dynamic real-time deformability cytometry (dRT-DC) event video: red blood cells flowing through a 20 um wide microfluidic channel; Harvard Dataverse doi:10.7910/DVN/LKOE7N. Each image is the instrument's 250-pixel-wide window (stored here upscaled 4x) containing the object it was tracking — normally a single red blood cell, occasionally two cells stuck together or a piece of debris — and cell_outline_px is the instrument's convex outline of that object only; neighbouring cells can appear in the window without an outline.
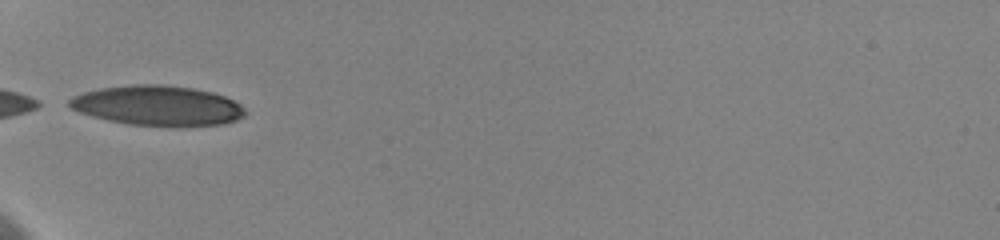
{"species": "human", "species_latin": "Homo sapiens", "temperature_condition": "cold", "stored_images_in_passage": 6, "camera_frame_rate_fps": 3000, "um_per_image_px": 0.085, "donor": {"sex": "female"}, "frame": {"image": 1, "passage_image": 1, "time_ms": 0.0, "image_size_px": [1000, 240], "cell_outline_px": [[244, 116], [236, 120], [224, 124], [176, 128], [172, 128], [128, 124], [108, 120], [92, 116], [68, 108], [68, 100], [72, 96], [84, 92], [100, 88], [132, 84], [160, 84], [192, 88], [212, 92], [224, 96], [240, 104], [244, 108]], "centroid_in_image_um": [13.39, 9.0], "position_along_channel_um": 71.6, "area_um2": 41.62}}